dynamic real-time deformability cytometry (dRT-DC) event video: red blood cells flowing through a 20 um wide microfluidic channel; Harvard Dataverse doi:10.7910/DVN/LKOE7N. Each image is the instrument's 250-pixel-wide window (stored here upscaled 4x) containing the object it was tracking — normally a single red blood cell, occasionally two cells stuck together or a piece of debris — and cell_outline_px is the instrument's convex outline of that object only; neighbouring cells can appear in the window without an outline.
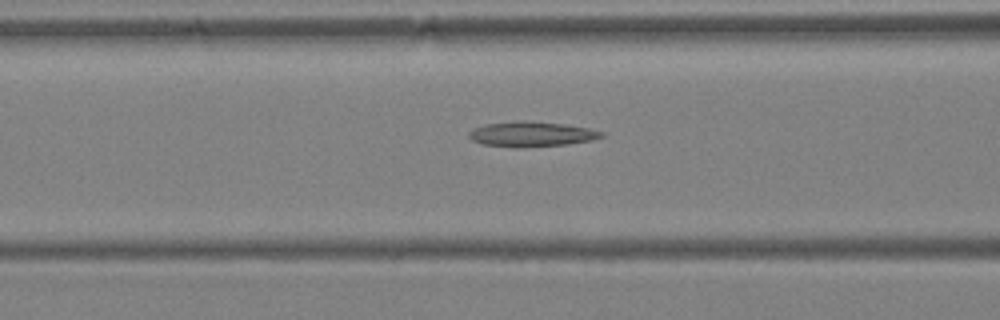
{"species": "Egyptian fruit bat (a non-hibernating species)", "species_latin": "Rousettus aegyptiacus", "temperature_condition": "warm", "stored_images_in_passage": 38, "camera_frame_rate_fps": 3000, "um_per_image_px": 0.085, "animal": {"sex": "female"}, "frame": {"image": 1, "passage_image": 14, "time_ms": 4.333, "image_size_px": [1000, 320], "cell_outline_px": [[604, 136], [592, 140], [568, 144], [520, 148], [512, 148], [484, 144], [472, 140], [468, 136], [468, 132], [472, 128], [488, 124], [524, 120], [528, 120], [564, 124], [588, 128], [604, 132]], "centroid_in_image_um": [45.17, 11.41], "position_along_channel_um": 121.4, "area_um2": 19.48}}
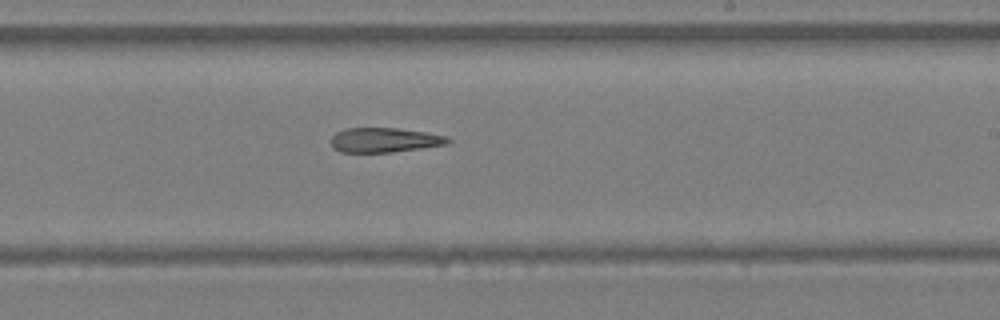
{"frame": {"image": 2, "passage_image": 22, "time_ms": 7.0, "image_size_px": [1000, 320], "cell_outline_px": [[452, 140], [448, 144], [392, 152], [340, 152], [332, 148], [332, 136], [336, 132], [344, 128], [400, 128], [428, 132], [448, 136]], "centroid_in_image_um": [32.7, 11.89], "position_along_channel_um": 256.3, "area_um2": 16.94}}
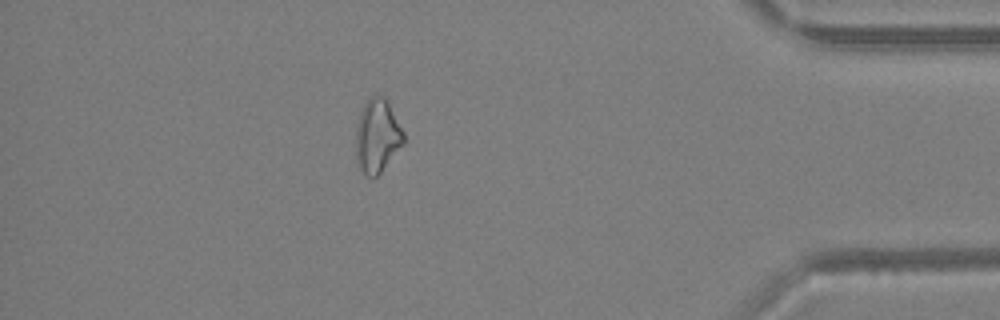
{"frame": {"image": 3, "passage_image": 33, "time_ms": 10.667, "image_size_px": [1000, 320], "cell_outline_px": [[404, 144], [380, 172], [376, 176], [368, 176], [356, 164], [356, 128], [360, 112], [364, 104], [372, 96], [384, 96], [388, 100], [404, 132]], "centroid_in_image_um": [32.07, 11.54], "position_along_channel_um": 403.1, "area_um2": 20.4}}